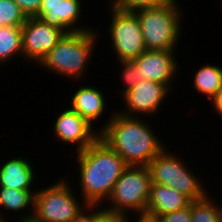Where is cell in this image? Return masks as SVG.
Instances as JSON below:
<instances>
[{
    "label": "cell",
    "mask_w": 222,
    "mask_h": 222,
    "mask_svg": "<svg viewBox=\"0 0 222 222\" xmlns=\"http://www.w3.org/2000/svg\"><path fill=\"white\" fill-rule=\"evenodd\" d=\"M27 18L36 17L42 4V0H13Z\"/></svg>",
    "instance_id": "484cf974"
},
{
    "label": "cell",
    "mask_w": 222,
    "mask_h": 222,
    "mask_svg": "<svg viewBox=\"0 0 222 222\" xmlns=\"http://www.w3.org/2000/svg\"><path fill=\"white\" fill-rule=\"evenodd\" d=\"M117 63H119V67H121L120 72H122V74L120 75V77L122 76L120 81H123L124 88L119 92V95L122 96L124 93L131 90L135 85L140 82L138 78V66L133 60L119 61Z\"/></svg>",
    "instance_id": "603a6c76"
},
{
    "label": "cell",
    "mask_w": 222,
    "mask_h": 222,
    "mask_svg": "<svg viewBox=\"0 0 222 222\" xmlns=\"http://www.w3.org/2000/svg\"><path fill=\"white\" fill-rule=\"evenodd\" d=\"M193 89L211 101L222 88V67L204 64L193 73Z\"/></svg>",
    "instance_id": "ac0fdd59"
},
{
    "label": "cell",
    "mask_w": 222,
    "mask_h": 222,
    "mask_svg": "<svg viewBox=\"0 0 222 222\" xmlns=\"http://www.w3.org/2000/svg\"><path fill=\"white\" fill-rule=\"evenodd\" d=\"M213 193L190 202L191 222H222V203H215Z\"/></svg>",
    "instance_id": "ffe728a7"
},
{
    "label": "cell",
    "mask_w": 222,
    "mask_h": 222,
    "mask_svg": "<svg viewBox=\"0 0 222 222\" xmlns=\"http://www.w3.org/2000/svg\"><path fill=\"white\" fill-rule=\"evenodd\" d=\"M103 92L104 90L92 87V85L79 86L78 90L70 95L69 107L95 127L94 124L101 121L108 106L106 94Z\"/></svg>",
    "instance_id": "5bb4252c"
},
{
    "label": "cell",
    "mask_w": 222,
    "mask_h": 222,
    "mask_svg": "<svg viewBox=\"0 0 222 222\" xmlns=\"http://www.w3.org/2000/svg\"><path fill=\"white\" fill-rule=\"evenodd\" d=\"M100 31L97 29L86 32L65 34L62 39L47 53L38 64L41 68L51 71L71 81L81 82L89 70L90 58L99 45ZM78 80V81H77Z\"/></svg>",
    "instance_id": "3957f363"
},
{
    "label": "cell",
    "mask_w": 222,
    "mask_h": 222,
    "mask_svg": "<svg viewBox=\"0 0 222 222\" xmlns=\"http://www.w3.org/2000/svg\"><path fill=\"white\" fill-rule=\"evenodd\" d=\"M178 0L161 7L134 11L137 15L146 50H177L182 35V11ZM181 33V34H180Z\"/></svg>",
    "instance_id": "5b68a950"
},
{
    "label": "cell",
    "mask_w": 222,
    "mask_h": 222,
    "mask_svg": "<svg viewBox=\"0 0 222 222\" xmlns=\"http://www.w3.org/2000/svg\"><path fill=\"white\" fill-rule=\"evenodd\" d=\"M80 197L99 208L109 197L117 180L128 167L124 159L98 138L85 150L76 152ZM79 163V164H78ZM82 195V196H81Z\"/></svg>",
    "instance_id": "7a4b0ae2"
},
{
    "label": "cell",
    "mask_w": 222,
    "mask_h": 222,
    "mask_svg": "<svg viewBox=\"0 0 222 222\" xmlns=\"http://www.w3.org/2000/svg\"><path fill=\"white\" fill-rule=\"evenodd\" d=\"M99 126V138L115 150L128 166H148L166 147L148 121L111 110ZM112 115V116H111Z\"/></svg>",
    "instance_id": "6da1fadb"
},
{
    "label": "cell",
    "mask_w": 222,
    "mask_h": 222,
    "mask_svg": "<svg viewBox=\"0 0 222 222\" xmlns=\"http://www.w3.org/2000/svg\"><path fill=\"white\" fill-rule=\"evenodd\" d=\"M26 156H15L0 164V187H8L19 190L33 189L36 182L35 167L28 161Z\"/></svg>",
    "instance_id": "9a60e30c"
},
{
    "label": "cell",
    "mask_w": 222,
    "mask_h": 222,
    "mask_svg": "<svg viewBox=\"0 0 222 222\" xmlns=\"http://www.w3.org/2000/svg\"><path fill=\"white\" fill-rule=\"evenodd\" d=\"M155 219L157 222H191L190 204L184 209L157 216Z\"/></svg>",
    "instance_id": "d4e9b609"
},
{
    "label": "cell",
    "mask_w": 222,
    "mask_h": 222,
    "mask_svg": "<svg viewBox=\"0 0 222 222\" xmlns=\"http://www.w3.org/2000/svg\"><path fill=\"white\" fill-rule=\"evenodd\" d=\"M165 147L149 164L152 184L171 187L185 195L191 202L203 199L209 193L200 176L186 166L180 155Z\"/></svg>",
    "instance_id": "52a82bcc"
},
{
    "label": "cell",
    "mask_w": 222,
    "mask_h": 222,
    "mask_svg": "<svg viewBox=\"0 0 222 222\" xmlns=\"http://www.w3.org/2000/svg\"><path fill=\"white\" fill-rule=\"evenodd\" d=\"M27 17L13 0H0V27H22Z\"/></svg>",
    "instance_id": "44dd1931"
},
{
    "label": "cell",
    "mask_w": 222,
    "mask_h": 222,
    "mask_svg": "<svg viewBox=\"0 0 222 222\" xmlns=\"http://www.w3.org/2000/svg\"><path fill=\"white\" fill-rule=\"evenodd\" d=\"M17 56L23 59L21 27H0V64L10 63Z\"/></svg>",
    "instance_id": "d6986e66"
},
{
    "label": "cell",
    "mask_w": 222,
    "mask_h": 222,
    "mask_svg": "<svg viewBox=\"0 0 222 222\" xmlns=\"http://www.w3.org/2000/svg\"><path fill=\"white\" fill-rule=\"evenodd\" d=\"M55 119L52 130L56 141L76 146V152L85 150L99 138L98 126L93 127L68 106Z\"/></svg>",
    "instance_id": "8fae6325"
},
{
    "label": "cell",
    "mask_w": 222,
    "mask_h": 222,
    "mask_svg": "<svg viewBox=\"0 0 222 222\" xmlns=\"http://www.w3.org/2000/svg\"><path fill=\"white\" fill-rule=\"evenodd\" d=\"M176 51L146 50L141 53L133 60L138 66L139 80H150L166 84L173 91L175 88L173 87V81L177 78V73L180 70L178 60H176V56H178L175 55Z\"/></svg>",
    "instance_id": "7c38bea8"
},
{
    "label": "cell",
    "mask_w": 222,
    "mask_h": 222,
    "mask_svg": "<svg viewBox=\"0 0 222 222\" xmlns=\"http://www.w3.org/2000/svg\"><path fill=\"white\" fill-rule=\"evenodd\" d=\"M133 219H137L135 222H157L155 218L147 215H136ZM133 219L129 218V222H134Z\"/></svg>",
    "instance_id": "83f0119b"
},
{
    "label": "cell",
    "mask_w": 222,
    "mask_h": 222,
    "mask_svg": "<svg viewBox=\"0 0 222 222\" xmlns=\"http://www.w3.org/2000/svg\"><path fill=\"white\" fill-rule=\"evenodd\" d=\"M83 1L84 0H42L36 18L42 19L45 23L63 30L66 34L94 30L95 28L83 26V24L81 26V23L78 24L82 19Z\"/></svg>",
    "instance_id": "4fadbf2b"
},
{
    "label": "cell",
    "mask_w": 222,
    "mask_h": 222,
    "mask_svg": "<svg viewBox=\"0 0 222 222\" xmlns=\"http://www.w3.org/2000/svg\"><path fill=\"white\" fill-rule=\"evenodd\" d=\"M109 10L111 21L107 25V35L111 39V51H114L116 62L132 61L146 51L139 19L134 12L111 7Z\"/></svg>",
    "instance_id": "ba28073f"
},
{
    "label": "cell",
    "mask_w": 222,
    "mask_h": 222,
    "mask_svg": "<svg viewBox=\"0 0 222 222\" xmlns=\"http://www.w3.org/2000/svg\"><path fill=\"white\" fill-rule=\"evenodd\" d=\"M22 32V61H35L39 64L47 53L66 34L63 30L45 23L36 17L27 18L21 27Z\"/></svg>",
    "instance_id": "30bf717a"
},
{
    "label": "cell",
    "mask_w": 222,
    "mask_h": 222,
    "mask_svg": "<svg viewBox=\"0 0 222 222\" xmlns=\"http://www.w3.org/2000/svg\"><path fill=\"white\" fill-rule=\"evenodd\" d=\"M212 107H214L216 114L222 115V88L217 92L216 96L211 100Z\"/></svg>",
    "instance_id": "4316f807"
},
{
    "label": "cell",
    "mask_w": 222,
    "mask_h": 222,
    "mask_svg": "<svg viewBox=\"0 0 222 222\" xmlns=\"http://www.w3.org/2000/svg\"><path fill=\"white\" fill-rule=\"evenodd\" d=\"M172 90L166 85L155 81L142 80L131 90L120 96L125 110L117 111L131 117H152L160 113L163 101ZM126 104V105H125ZM127 108V109H126Z\"/></svg>",
    "instance_id": "9c48e42d"
},
{
    "label": "cell",
    "mask_w": 222,
    "mask_h": 222,
    "mask_svg": "<svg viewBox=\"0 0 222 222\" xmlns=\"http://www.w3.org/2000/svg\"><path fill=\"white\" fill-rule=\"evenodd\" d=\"M17 222H37V221L31 218V219H25V220H17Z\"/></svg>",
    "instance_id": "f546056e"
},
{
    "label": "cell",
    "mask_w": 222,
    "mask_h": 222,
    "mask_svg": "<svg viewBox=\"0 0 222 222\" xmlns=\"http://www.w3.org/2000/svg\"><path fill=\"white\" fill-rule=\"evenodd\" d=\"M190 202L185 195L171 187L152 184L145 215L156 218L184 209Z\"/></svg>",
    "instance_id": "2e32d148"
},
{
    "label": "cell",
    "mask_w": 222,
    "mask_h": 222,
    "mask_svg": "<svg viewBox=\"0 0 222 222\" xmlns=\"http://www.w3.org/2000/svg\"><path fill=\"white\" fill-rule=\"evenodd\" d=\"M36 190H19V189H11L8 187H0V222H8L5 221V215H3V210L7 212H23L22 216H20L17 220H25L31 219L33 217L34 212V195ZM30 210H29V209ZM29 210L24 213V211Z\"/></svg>",
    "instance_id": "e0dca14e"
},
{
    "label": "cell",
    "mask_w": 222,
    "mask_h": 222,
    "mask_svg": "<svg viewBox=\"0 0 222 222\" xmlns=\"http://www.w3.org/2000/svg\"><path fill=\"white\" fill-rule=\"evenodd\" d=\"M111 7L120 11L134 12L143 8H155L165 6L172 3L174 0H109Z\"/></svg>",
    "instance_id": "7402d4cb"
},
{
    "label": "cell",
    "mask_w": 222,
    "mask_h": 222,
    "mask_svg": "<svg viewBox=\"0 0 222 222\" xmlns=\"http://www.w3.org/2000/svg\"><path fill=\"white\" fill-rule=\"evenodd\" d=\"M151 185L148 166H128L112 188L106 203L99 208L111 214L129 216L132 212L133 215H145Z\"/></svg>",
    "instance_id": "8992f818"
},
{
    "label": "cell",
    "mask_w": 222,
    "mask_h": 222,
    "mask_svg": "<svg viewBox=\"0 0 222 222\" xmlns=\"http://www.w3.org/2000/svg\"><path fill=\"white\" fill-rule=\"evenodd\" d=\"M129 217L133 216L111 214L100 208H91L88 211V222H129Z\"/></svg>",
    "instance_id": "cb8c5ba5"
},
{
    "label": "cell",
    "mask_w": 222,
    "mask_h": 222,
    "mask_svg": "<svg viewBox=\"0 0 222 222\" xmlns=\"http://www.w3.org/2000/svg\"><path fill=\"white\" fill-rule=\"evenodd\" d=\"M54 182L43 189H38L34 195L32 218L35 221L72 222L92 208L82 197L79 199L80 195L75 193L70 185L72 183L66 177Z\"/></svg>",
    "instance_id": "277c9868"
},
{
    "label": "cell",
    "mask_w": 222,
    "mask_h": 222,
    "mask_svg": "<svg viewBox=\"0 0 222 222\" xmlns=\"http://www.w3.org/2000/svg\"><path fill=\"white\" fill-rule=\"evenodd\" d=\"M72 222H88V212L85 215H83L81 218Z\"/></svg>",
    "instance_id": "f1b7e54d"
}]
</instances>
